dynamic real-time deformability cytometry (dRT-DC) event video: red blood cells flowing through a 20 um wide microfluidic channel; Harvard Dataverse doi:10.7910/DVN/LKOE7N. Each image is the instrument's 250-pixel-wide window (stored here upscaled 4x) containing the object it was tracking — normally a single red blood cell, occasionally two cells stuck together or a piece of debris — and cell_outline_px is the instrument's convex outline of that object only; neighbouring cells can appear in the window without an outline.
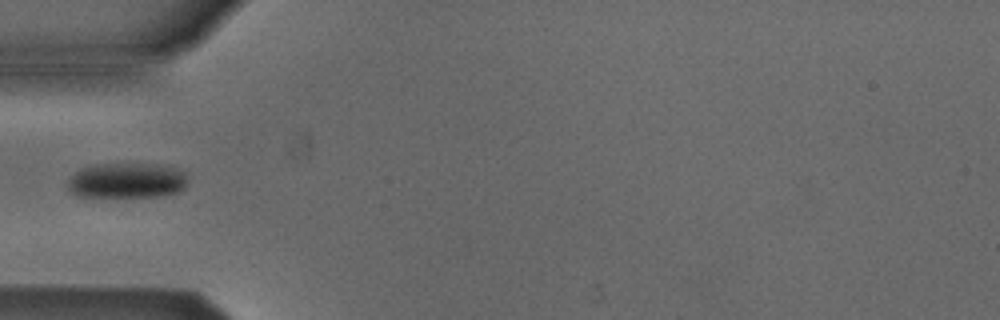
{"species": "Egyptian fruit bat (a non-hibernating species)", "species_latin": "Rousettus aegyptiacus", "temperature_condition": "cold", "stored_images_in_passage": 5, "camera_frame_rate_fps": 3000, "um_per_image_px": 0.085, "animal": {"sex": "male"}, "frame": {"image": 1, "passage_image": 5, "time_ms": 1.333, "image_size_px": [1000, 320], "cell_outline_px": [[188, 180], [184, 188], [180, 192], [164, 196], [76, 196], [68, 192], [68, 180], [80, 168], [100, 164], [156, 164], [172, 168], [184, 172], [188, 176]], "centroid_in_image_um": [10.79, 15.35], "position_along_channel_um": 74.2, "area_um2": 24.68}}